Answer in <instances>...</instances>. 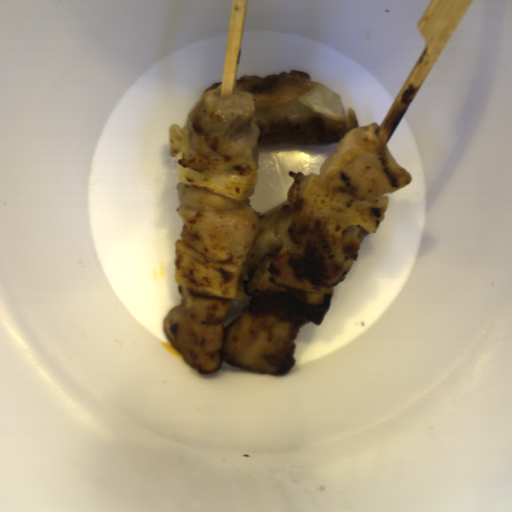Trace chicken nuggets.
Instances as JSON below:
<instances>
[{
  "mask_svg": "<svg viewBox=\"0 0 512 512\" xmlns=\"http://www.w3.org/2000/svg\"><path fill=\"white\" fill-rule=\"evenodd\" d=\"M252 94L236 87L221 97V84L202 95L187 115L188 141L203 156L235 157L250 148L254 153L261 135L255 124Z\"/></svg>",
  "mask_w": 512,
  "mask_h": 512,
  "instance_id": "5",
  "label": "chicken nuggets"
},
{
  "mask_svg": "<svg viewBox=\"0 0 512 512\" xmlns=\"http://www.w3.org/2000/svg\"><path fill=\"white\" fill-rule=\"evenodd\" d=\"M179 305L163 323L164 333L185 362L212 374L228 365L257 374H285L295 366V342L306 315L271 296H253L242 315L223 320L237 300L194 295L179 287Z\"/></svg>",
  "mask_w": 512,
  "mask_h": 512,
  "instance_id": "1",
  "label": "chicken nuggets"
},
{
  "mask_svg": "<svg viewBox=\"0 0 512 512\" xmlns=\"http://www.w3.org/2000/svg\"><path fill=\"white\" fill-rule=\"evenodd\" d=\"M183 220L179 237L213 263L242 265L249 260L260 220L247 198L238 201L207 189L177 183Z\"/></svg>",
  "mask_w": 512,
  "mask_h": 512,
  "instance_id": "3",
  "label": "chicken nuggets"
},
{
  "mask_svg": "<svg viewBox=\"0 0 512 512\" xmlns=\"http://www.w3.org/2000/svg\"><path fill=\"white\" fill-rule=\"evenodd\" d=\"M379 124L348 131L320 168L319 183L326 190L343 189L365 201L401 190L412 181L381 140Z\"/></svg>",
  "mask_w": 512,
  "mask_h": 512,
  "instance_id": "4",
  "label": "chicken nuggets"
},
{
  "mask_svg": "<svg viewBox=\"0 0 512 512\" xmlns=\"http://www.w3.org/2000/svg\"><path fill=\"white\" fill-rule=\"evenodd\" d=\"M289 174L294 179L287 194L290 212L275 227L282 246L273 254V283L309 293L333 288L357 262L369 232L315 210L299 195L309 174Z\"/></svg>",
  "mask_w": 512,
  "mask_h": 512,
  "instance_id": "2",
  "label": "chicken nuggets"
}]
</instances>
